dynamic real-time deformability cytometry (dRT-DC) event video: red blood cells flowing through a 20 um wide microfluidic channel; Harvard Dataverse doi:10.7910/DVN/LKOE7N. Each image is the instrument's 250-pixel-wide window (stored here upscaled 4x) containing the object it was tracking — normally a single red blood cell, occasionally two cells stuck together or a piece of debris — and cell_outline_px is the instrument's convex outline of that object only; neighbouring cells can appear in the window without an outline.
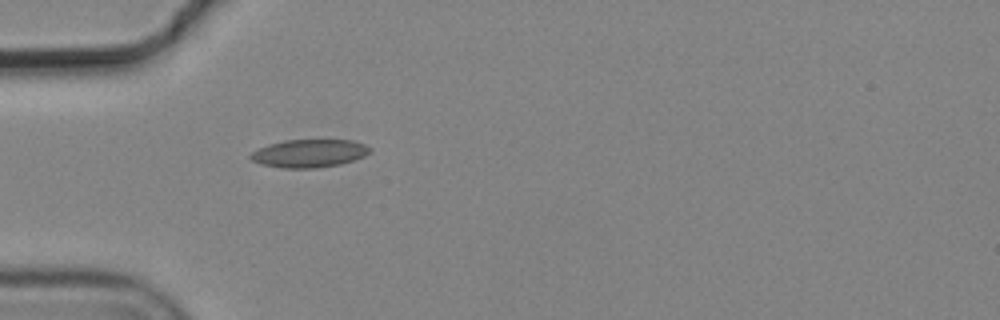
{"species": "common noctule bat (a hibernating species)", "species_latin": "Nyctalus noctula", "temperature_condition": "cold", "stored_images_in_passage": 1, "camera_frame_rate_fps": 3000, "um_per_image_px": 0.085, "animal": {"sex": "male", "body_mass_g": 19.2, "forearm_length_mm": 51.8}, "frame": {"image": 1, "passage_image": 1, "time_ms": 0.0, "image_size_px": [1000, 320], "cell_outline_px": [[372, 152], [364, 156], [340, 164], [316, 168], [284, 168], [260, 164], [252, 160], [248, 156], [256, 148], [268, 144], [284, 140], [352, 140], [364, 144], [372, 148]], "centroid_in_image_um": [26.27, 13.03], "position_along_channel_um": 58.7, "area_um2": 19.59}}